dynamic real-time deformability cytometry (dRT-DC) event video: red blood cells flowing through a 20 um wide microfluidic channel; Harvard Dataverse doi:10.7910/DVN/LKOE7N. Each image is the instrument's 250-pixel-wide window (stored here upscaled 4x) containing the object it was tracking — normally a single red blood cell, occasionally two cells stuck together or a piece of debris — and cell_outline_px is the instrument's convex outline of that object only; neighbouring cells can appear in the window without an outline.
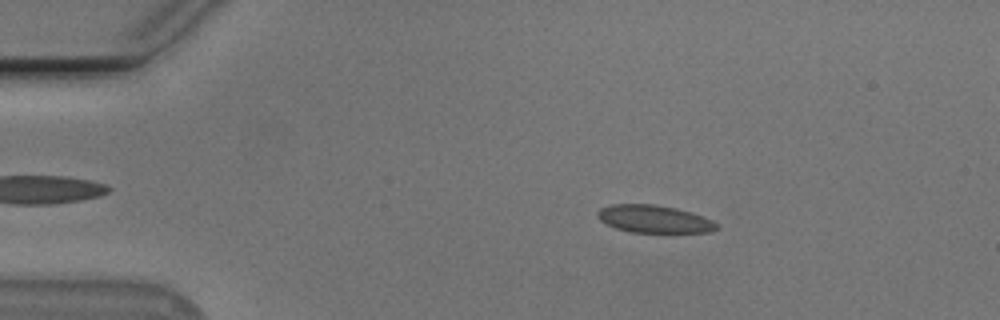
{"species": "Egyptian fruit bat (a non-hibernating species)", "species_latin": "Rousettus aegyptiacus", "temperature_condition": "cold", "stored_images_in_passage": 53, "camera_frame_rate_fps": 3000, "um_per_image_px": 0.085, "animal": {"sex": "male"}, "frame": {"image": 1, "passage_image": 9, "time_ms": 2.667, "image_size_px": [1000, 320], "cell_outline_px": [[720, 228], [712, 232], [628, 232], [616, 228], [600, 220], [596, 216], [596, 212], [600, 208], [612, 204], [652, 204], [676, 208], [692, 212], [712, 220]], "centroid_in_image_um": [55.59, 18.61], "position_along_channel_um": 29.4, "area_um2": 19.19}}
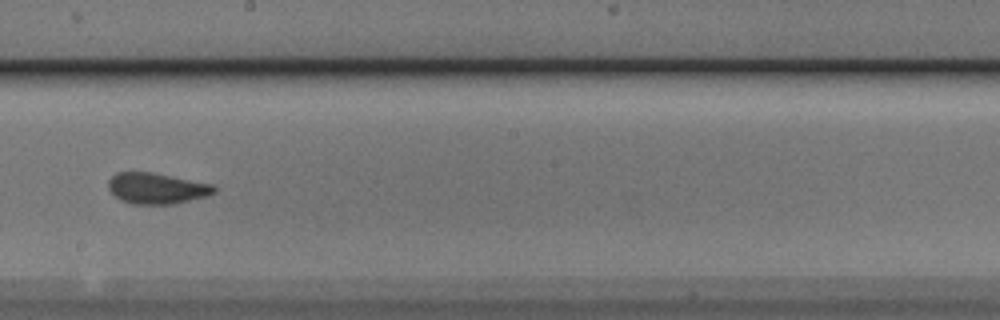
{"frame": {"image": 2, "passage_image": 30, "time_ms": 9.667, "image_size_px": [1000, 320], "cell_outline_px": [[216, 192], [208, 196], [172, 204], [132, 204], [120, 200], [108, 188], [108, 180], [116, 172], [152, 172], [212, 184], [216, 188]], "centroid_in_image_um": [13.31, 16.01], "position_along_channel_um": 234.9, "area_um2": 19.07}}
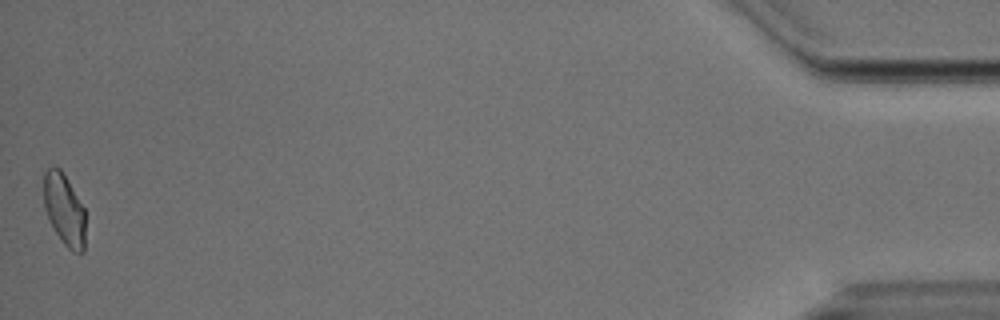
{"frame": {"image": 3, "passage_image": 53, "time_ms": 17.333, "image_size_px": [1000, 320], "cell_outline_px": [[84, 252], [72, 252], [64, 244], [48, 220], [44, 208], [44, 172], [52, 164], [60, 168], [68, 180], [84, 208]], "centroid_in_image_um": [5.44, 17.78], "position_along_channel_um": 429.8, "area_um2": 17.4}, "authors_computed_cell_mechanics": {"area_um2": 19.1318, "velocity_mm_per_s": 3.7842, "shape_relaxation_time_tau1_ms": 4.6404, "shape_relaxation_time_tau2_ms": 1.2565, "deformation_change_tau1": 0.0974, "deformation_change_tau2": 0.0425}}